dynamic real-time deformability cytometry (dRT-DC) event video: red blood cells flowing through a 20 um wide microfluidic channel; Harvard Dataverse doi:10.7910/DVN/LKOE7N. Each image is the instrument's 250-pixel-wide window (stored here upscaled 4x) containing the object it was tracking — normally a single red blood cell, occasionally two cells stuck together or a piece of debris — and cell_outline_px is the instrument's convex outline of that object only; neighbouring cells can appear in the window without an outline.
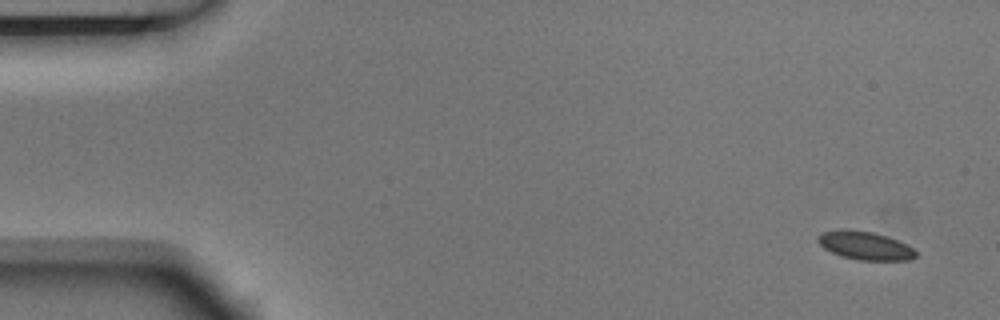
{"species": "Egyptian fruit bat (a non-hibernating species)", "species_latin": "Rousettus aegyptiacus", "temperature_condition": "room temperature", "stored_images_in_passage": 5, "segment_of_instrument_passage": [2, 2], "camera_frame_rate_fps": 3000, "um_per_image_px": 0.085, "animal": {"sex": "male"}, "frame": {"image": 1, "passage_image": 5, "time_ms": 1.333, "image_size_px": [1000, 320], "cell_outline_px": [[916, 256], [912, 260], [860, 260], [844, 256], [832, 252], [824, 248], [816, 240], [816, 236], [824, 232], [844, 228], [848, 228], [872, 232], [896, 240], [912, 248], [916, 252]], "centroid_in_image_um": [73.49, 20.86], "position_along_channel_um": 11.5, "area_um2": 15.95}}